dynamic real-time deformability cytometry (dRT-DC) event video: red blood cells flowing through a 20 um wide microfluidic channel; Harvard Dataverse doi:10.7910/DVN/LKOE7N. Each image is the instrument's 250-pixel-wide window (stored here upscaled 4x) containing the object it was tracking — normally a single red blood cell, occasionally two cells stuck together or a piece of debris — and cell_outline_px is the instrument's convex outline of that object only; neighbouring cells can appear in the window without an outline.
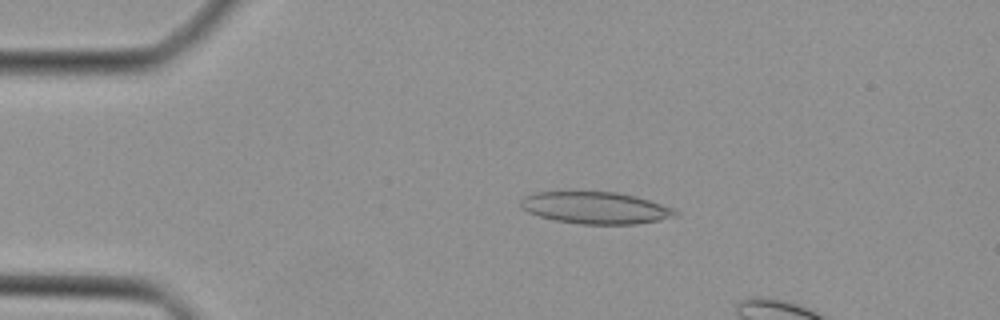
{"species": "Egyptian fruit bat (a non-hibernating species)", "species_latin": "Rousettus aegyptiacus", "temperature_condition": "cold", "stored_images_in_passage": 10, "camera_frame_rate_fps": 3000, "um_per_image_px": 0.085, "animal": {"sex": "female"}, "frame": {"image": 1, "passage_image": 6, "time_ms": 1.667, "image_size_px": [1000, 320], "cell_outline_px": [[680, 216], [660, 220], [636, 224], [580, 224], [556, 220], [540, 216], [528, 212], [520, 208], [520, 200], [524, 196], [532, 192], [616, 192], [636, 196], [672, 208], [680, 212]], "centroid_in_image_um": [50.63, 17.67], "position_along_channel_um": 34.4, "area_um2": 28.84}}